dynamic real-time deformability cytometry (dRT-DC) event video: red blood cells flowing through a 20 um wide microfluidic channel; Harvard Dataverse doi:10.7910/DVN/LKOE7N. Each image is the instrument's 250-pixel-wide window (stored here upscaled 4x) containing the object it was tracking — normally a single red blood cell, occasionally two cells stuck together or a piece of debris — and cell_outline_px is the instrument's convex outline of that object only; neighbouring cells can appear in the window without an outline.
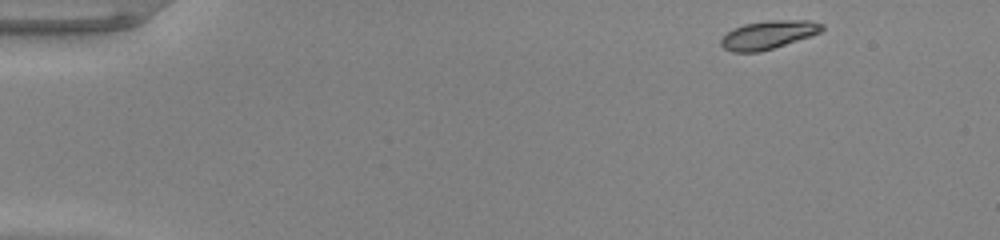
{"species": "common noctule bat (a hibernating species)", "species_latin": "Nyctalus noctula", "temperature_condition": "warm", "stored_images_in_passage": 10, "camera_frame_rate_fps": 3000, "um_per_image_px": 0.085, "animal": {"sex": "male", "body_mass_g": 20.0, "forearm_length_mm": 53.3}, "frame": {"image": 1, "passage_image": 1, "time_ms": 0.0, "image_size_px": [1000, 240], "cell_outline_px": [[824, 28], [820, 32], [812, 36], [772, 48], [756, 52], [732, 52], [724, 48], [720, 44], [720, 40], [732, 28], [744, 24], [768, 20], [808, 20], [824, 24]], "centroid_in_image_um": [65.31, 2.95], "position_along_channel_um": 19.7, "area_um2": 16.65}}